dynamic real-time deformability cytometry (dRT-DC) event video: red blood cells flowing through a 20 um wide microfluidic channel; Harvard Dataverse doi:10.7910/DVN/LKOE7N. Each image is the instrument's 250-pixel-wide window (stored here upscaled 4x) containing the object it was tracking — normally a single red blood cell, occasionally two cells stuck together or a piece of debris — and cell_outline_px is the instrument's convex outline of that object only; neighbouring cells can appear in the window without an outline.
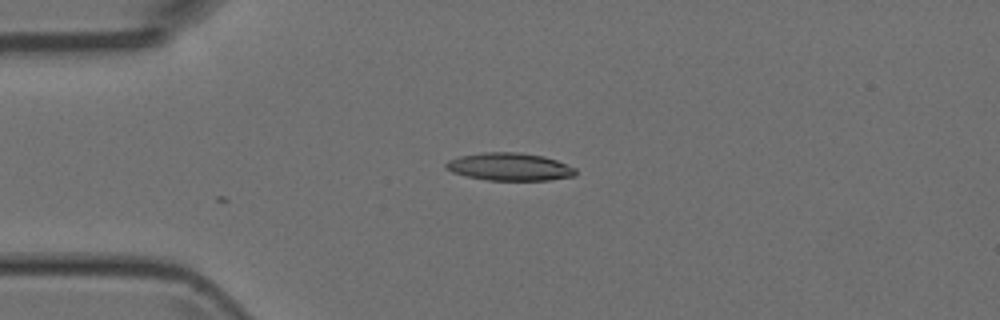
{"species": "Egyptian fruit bat (a non-hibernating species)", "species_latin": "Rousettus aegyptiacus", "temperature_condition": "room temperature", "stored_images_in_passage": 2, "camera_frame_rate_fps": 3000, "um_per_image_px": 0.085, "animal": {"sex": "female"}, "frame": {"image": 1, "passage_image": 2, "time_ms": 0.333, "image_size_px": [1000, 320], "cell_outline_px": [[576, 176], [548, 180], [488, 180], [468, 176], [452, 172], [444, 164], [448, 160], [460, 156], [484, 152], [520, 152], [544, 156], [556, 160], [576, 168]], "centroid_in_image_um": [43.35, 14.17], "position_along_channel_um": 41.7, "area_um2": 20.87}}